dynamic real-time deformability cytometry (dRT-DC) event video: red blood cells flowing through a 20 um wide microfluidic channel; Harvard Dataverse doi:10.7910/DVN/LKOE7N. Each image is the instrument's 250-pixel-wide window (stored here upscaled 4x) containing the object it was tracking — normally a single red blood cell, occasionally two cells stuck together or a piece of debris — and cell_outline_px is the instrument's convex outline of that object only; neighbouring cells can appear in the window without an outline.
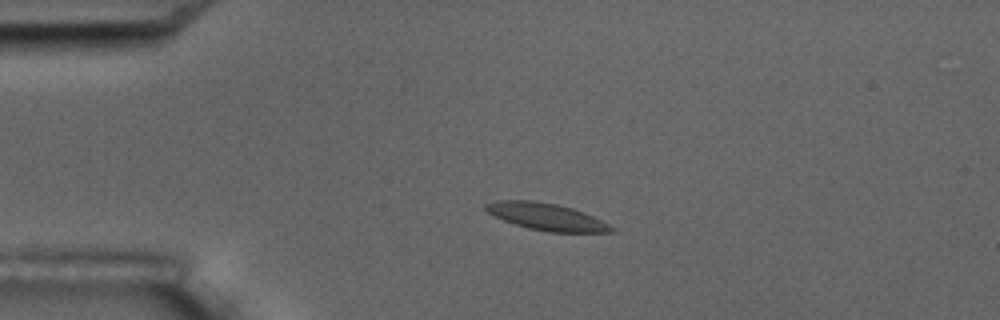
{"species": "common noctule bat (a hibernating species)", "species_latin": "Nyctalus noctula", "temperature_condition": "room temperature", "stored_images_in_passage": 5, "camera_frame_rate_fps": 3000, "um_per_image_px": 0.085, "animal": {"sex": "male", "body_mass_g": 17.5, "forearm_length_mm": 52.3}, "frame": {"image": 1, "passage_image": 3, "time_ms": 2.333, "image_size_px": [1000, 320], "cell_outline_px": [[616, 232], [548, 232], [528, 228], [504, 220], [488, 212], [484, 208], [484, 204], [496, 200], [532, 200], [556, 204], [572, 208], [584, 212], [616, 228]], "centroid_in_image_um": [46.45, 18.42], "position_along_channel_um": 38.5, "area_um2": 19.65}}
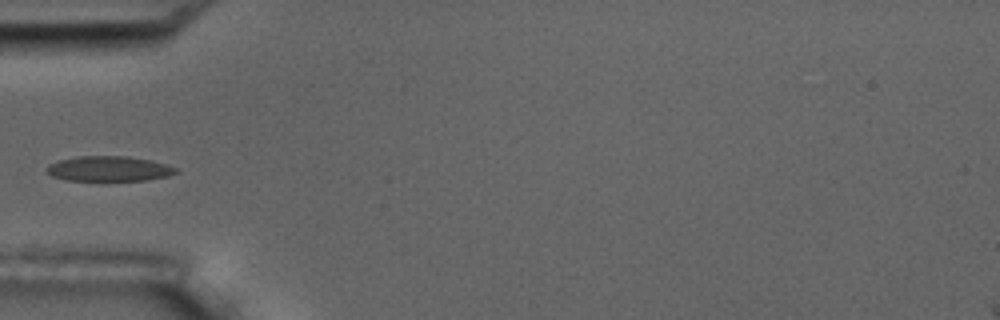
{"frame": {"image": 2, "passage_image": 5, "time_ms": 4.333, "image_size_px": [1000, 320], "cell_outline_px": [[180, 172], [168, 176], [148, 180], [64, 180], [52, 176], [48, 172], [48, 164], [60, 160], [80, 156], [128, 156], [148, 160], [164, 164], [176, 168]], "centroid_in_image_um": [9.27, 14.34], "position_along_channel_um": 75.7, "area_um2": 18.67}}